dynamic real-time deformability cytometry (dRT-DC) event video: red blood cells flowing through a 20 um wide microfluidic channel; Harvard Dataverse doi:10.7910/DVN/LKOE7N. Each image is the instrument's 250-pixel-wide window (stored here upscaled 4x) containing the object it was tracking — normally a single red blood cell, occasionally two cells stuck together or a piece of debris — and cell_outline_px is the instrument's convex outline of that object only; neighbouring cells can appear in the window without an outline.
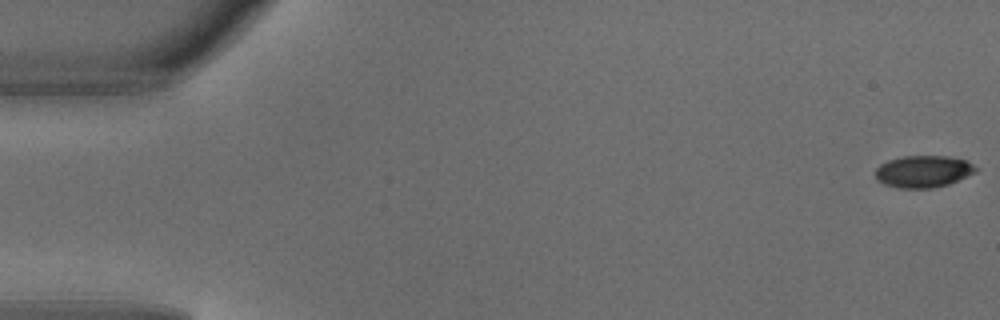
{"species": "common noctule bat (a hibernating species)", "species_latin": "Nyctalus noctula", "temperature_condition": "warm", "stored_images_in_passage": 4, "camera_frame_rate_fps": 3000, "um_per_image_px": 0.085, "animal": {"sex": "male", "body_mass_g": 18.8}, "frame": {"image": 1, "passage_image": 1, "time_ms": 0.0, "image_size_px": [1000, 320], "cell_outline_px": [[976, 172], [948, 184], [932, 188], [900, 188], [884, 184], [876, 180], [876, 168], [880, 164], [888, 160], [904, 156], [948, 156], [964, 160], [972, 164], [976, 168]], "centroid_in_image_um": [78.45, 14.57], "position_along_channel_um": 6.6, "area_um2": 18.55}}
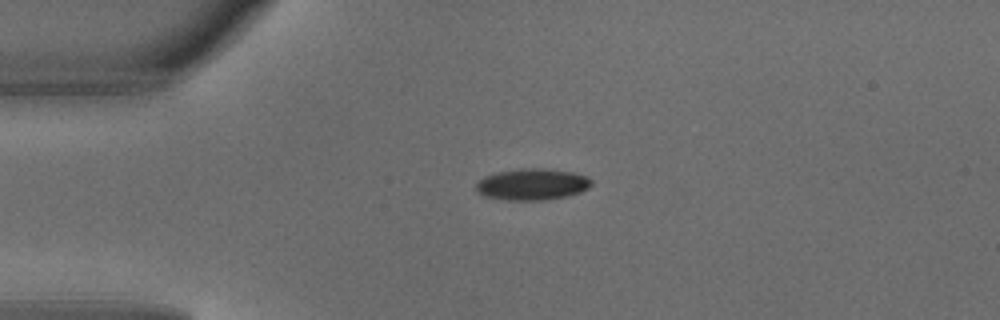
{"frame": {"image": 2, "passage_image": 4, "time_ms": 1.0, "image_size_px": [1000, 320], "cell_outline_px": [[592, 184], [588, 188], [580, 192], [548, 200], [504, 200], [484, 196], [476, 192], [476, 184], [484, 176], [496, 172], [520, 168], [544, 168], [572, 172], [588, 176], [592, 180]], "centroid_in_image_um": [45.22, 15.66], "position_along_channel_um": 39.8, "area_um2": 21.33}}